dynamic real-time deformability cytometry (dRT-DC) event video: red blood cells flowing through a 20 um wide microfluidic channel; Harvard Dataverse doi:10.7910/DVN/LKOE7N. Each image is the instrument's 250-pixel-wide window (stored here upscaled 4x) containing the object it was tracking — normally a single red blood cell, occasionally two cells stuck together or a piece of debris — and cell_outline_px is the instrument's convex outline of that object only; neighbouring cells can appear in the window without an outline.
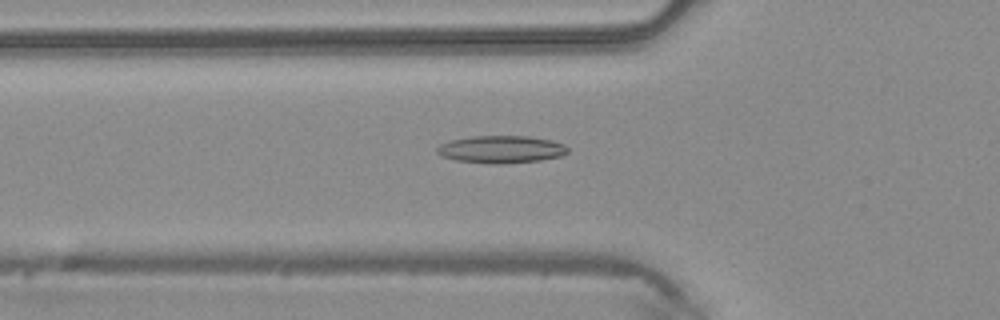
{"species": "common noctule bat (a hibernating species)", "species_latin": "Nyctalus noctula", "temperature_condition": "warm", "stored_images_in_passage": 48, "camera_frame_rate_fps": 3000, "um_per_image_px": 0.085, "animal": {"sex": "male", "body_mass_g": 20.4}, "frame": {"image": 1, "passage_image": 17, "time_ms": 5.333, "image_size_px": [1000, 320], "cell_outline_px": [[568, 152], [560, 156], [540, 160], [504, 164], [492, 164], [456, 160], [440, 156], [436, 152], [436, 148], [440, 144], [448, 140], [472, 136], [528, 136], [552, 140], [564, 144], [568, 148]], "centroid_in_image_um": [42.57, 12.69], "position_along_channel_um": 83.2, "area_um2": 21.1}}
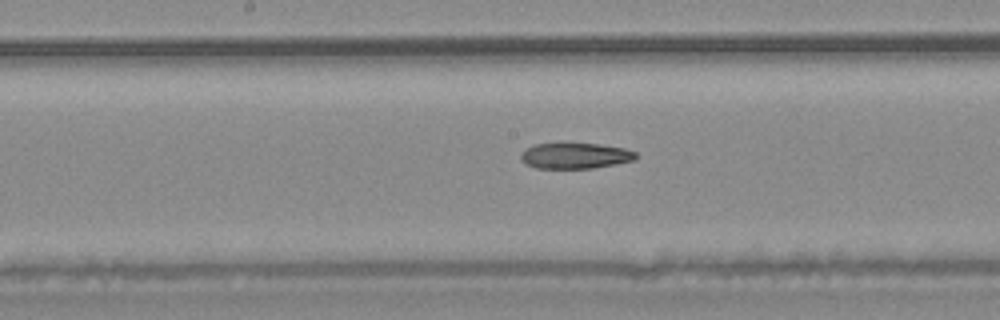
{"frame": {"image": 2, "passage_image": 25, "time_ms": 8.0, "image_size_px": [1000, 320], "cell_outline_px": [[636, 160], [616, 164], [592, 168], [536, 168], [520, 160], [520, 152], [524, 148], [536, 144], [564, 140], [596, 144], [624, 148], [636, 152]], "centroid_in_image_um": [48.83, 13.19], "position_along_channel_um": 199.4, "area_um2": 18.03}}
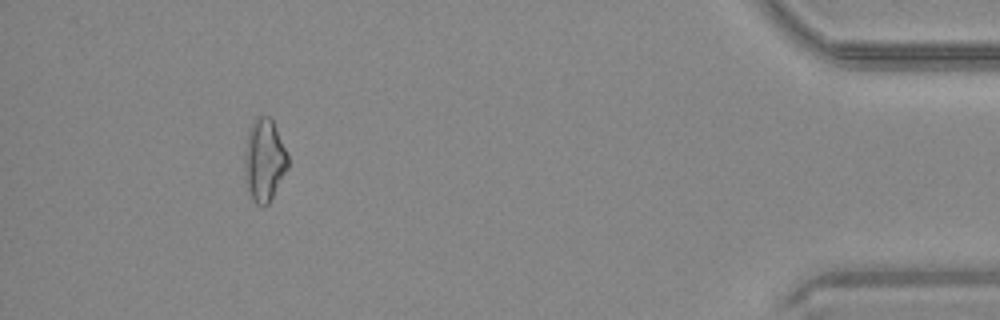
{"frame": {"image": 3, "passage_image": 44, "time_ms": 14.333, "image_size_px": [1000, 320], "cell_outline_px": [[288, 168], [268, 204], [264, 208], [256, 204], [252, 200], [244, 176], [244, 152], [248, 128], [252, 120], [256, 116], [268, 116], [272, 120], [288, 152]], "centroid_in_image_um": [22.45, 13.6], "position_along_channel_um": 412.8, "area_um2": 21.21}}